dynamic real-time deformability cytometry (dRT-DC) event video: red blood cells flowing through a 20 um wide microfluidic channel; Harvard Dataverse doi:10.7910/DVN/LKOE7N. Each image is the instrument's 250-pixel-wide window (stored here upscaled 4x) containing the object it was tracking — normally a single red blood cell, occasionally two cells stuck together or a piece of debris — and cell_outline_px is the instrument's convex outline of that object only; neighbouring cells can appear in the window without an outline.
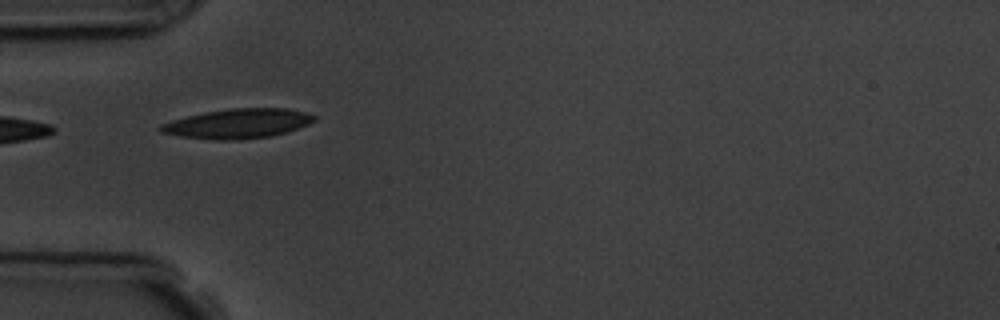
{"species": "common noctule bat (a hibernating species)", "species_latin": "Nyctalus noctula", "temperature_condition": "room temperature", "stored_images_in_passage": 9, "camera_frame_rate_fps": 3000, "um_per_image_px": 0.085, "animal": {"sex": "male", "body_mass_g": 19.5, "forearm_length_mm": 54.6}, "frame": {"image": 1, "passage_image": 4, "time_ms": 4.333, "image_size_px": [1000, 320], "cell_outline_px": [[316, 120], [308, 124], [272, 136], [236, 140], [216, 140], [184, 136], [160, 132], [160, 124], [172, 120], [204, 112], [228, 108], [284, 108], [308, 112], [316, 116]], "centroid_in_image_um": [20.24, 10.49], "position_along_channel_um": 64.8, "area_um2": 26.3}}
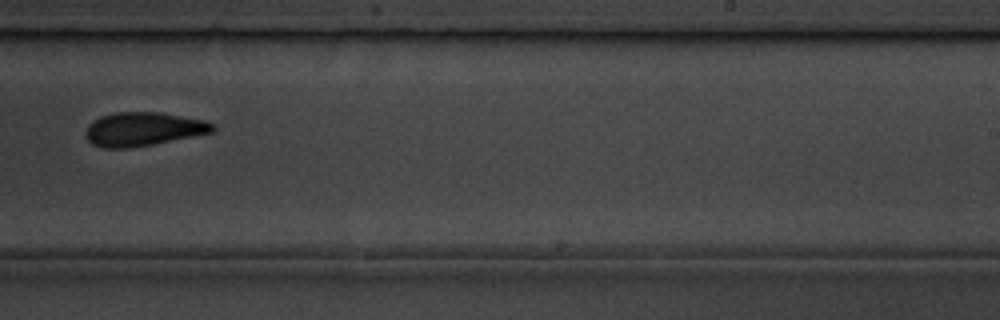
{"frame": {"image": 2, "passage_image": 9, "time_ms": 10.0, "image_size_px": [1000, 320], "cell_outline_px": [[216, 132], [152, 144], [128, 148], [104, 148], [92, 144], [84, 136], [84, 132], [88, 124], [100, 116], [112, 112], [160, 112], [204, 120], [216, 124]], "centroid_in_image_um": [12.17, 10.97], "position_along_channel_um": 276.8, "area_um2": 25.26}}